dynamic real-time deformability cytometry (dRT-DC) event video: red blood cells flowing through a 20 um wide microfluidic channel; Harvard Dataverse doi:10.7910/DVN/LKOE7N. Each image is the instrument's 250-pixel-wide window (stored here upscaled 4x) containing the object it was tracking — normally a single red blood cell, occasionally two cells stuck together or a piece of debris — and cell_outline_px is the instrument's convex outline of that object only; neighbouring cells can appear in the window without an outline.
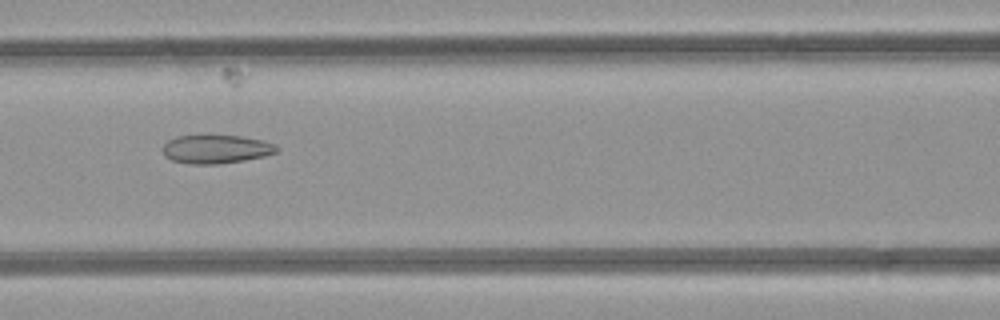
{"species": "common noctule bat (a hibernating species)", "species_latin": "Nyctalus noctula", "temperature_condition": "room temperature", "stored_images_in_passage": 7, "camera_frame_rate_fps": 3000, "um_per_image_px": 0.085, "animal": {"sex": "female", "body_mass_g": 21.9}, "frame": {"image": 1, "passage_image": 6, "time_ms": 5.667, "image_size_px": [1000, 320], "cell_outline_px": [[280, 148], [276, 152], [264, 156], [244, 160], [216, 164], [192, 164], [172, 160], [164, 156], [160, 148], [168, 140], [176, 136], [240, 136], [264, 140], [276, 144]], "centroid_in_image_um": [18.36, 12.68], "position_along_channel_um": 148.2, "area_um2": 19.02}}